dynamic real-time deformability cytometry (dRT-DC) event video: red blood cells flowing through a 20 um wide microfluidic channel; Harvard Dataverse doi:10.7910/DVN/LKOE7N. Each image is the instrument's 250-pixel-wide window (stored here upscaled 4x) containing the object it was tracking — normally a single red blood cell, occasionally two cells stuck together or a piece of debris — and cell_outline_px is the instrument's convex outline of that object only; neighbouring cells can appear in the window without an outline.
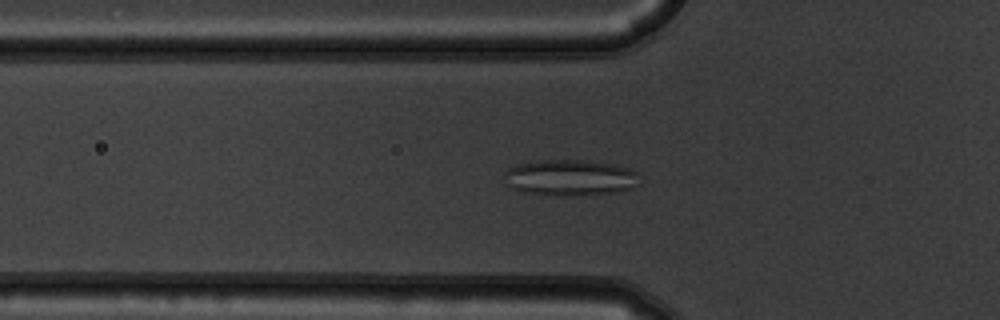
{"species": "common noctule bat (a hibernating species)", "species_latin": "Nyctalus noctula", "temperature_condition": "warm", "stored_images_in_passage": 49, "camera_frame_rate_fps": 3000, "um_per_image_px": 0.085, "animal": {"sex": "male", "body_mass_g": 19.5, "forearm_length_mm": 54.6}, "frame": {"image": 1, "passage_image": 14, "time_ms": 4.333, "image_size_px": [1000, 320], "cell_outline_px": [[636, 184], [632, 188], [624, 192], [524, 192], [512, 188], [504, 176], [504, 172], [508, 168], [516, 164], [532, 160], [588, 160], [616, 164], [628, 168], [636, 172]], "centroid_in_image_um": [48.45, 15.01], "position_along_channel_um": 77.4, "area_um2": 27.11}}
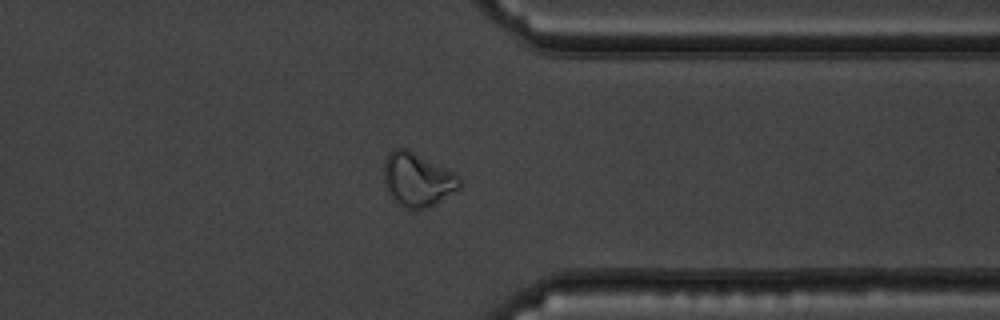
{"frame": {"image": 2, "passage_image": 38, "time_ms": 12.333, "image_size_px": [1000, 320], "cell_outline_px": [[460, 188], [436, 204], [428, 208], [408, 208], [396, 204], [384, 180], [384, 160], [388, 152], [392, 148], [408, 148], [452, 172], [460, 180]], "centroid_in_image_um": [35.46, 15.25], "position_along_channel_um": 375.9, "area_um2": 23.47}}
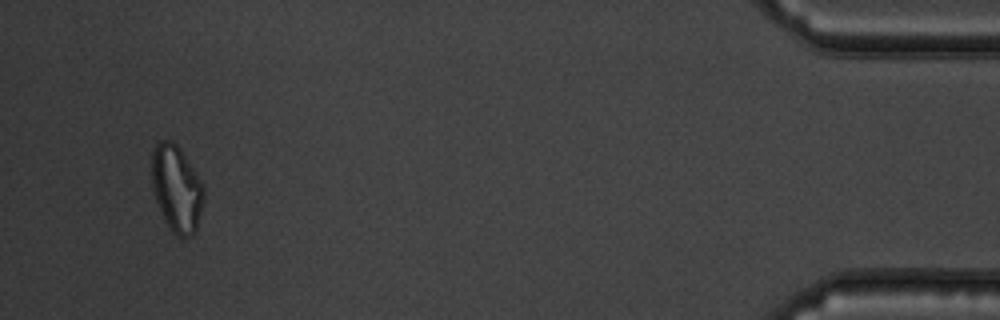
{"frame": {"image": 3, "passage_image": 47, "time_ms": 15.333, "image_size_px": [1000, 320], "cell_outline_px": [[204, 196], [196, 232], [192, 236], [176, 236], [172, 232], [164, 220], [156, 200], [152, 188], [152, 152], [156, 144], [160, 140], [172, 140], [180, 148], [204, 184]], "centroid_in_image_um": [15.02, 16.02], "position_along_channel_um": 420.2, "area_um2": 26.36}, "authors_computed_cell_mechanics": {"area_um2": 23.9292, "velocity_mm_per_s": 3.76, "shape_relaxation_time_tau1_ms": null, "shape_relaxation_time_tau2_ms": 2.8273, "deformation_change_tau1": null, "deformation_change_tau2": 0.1013}}